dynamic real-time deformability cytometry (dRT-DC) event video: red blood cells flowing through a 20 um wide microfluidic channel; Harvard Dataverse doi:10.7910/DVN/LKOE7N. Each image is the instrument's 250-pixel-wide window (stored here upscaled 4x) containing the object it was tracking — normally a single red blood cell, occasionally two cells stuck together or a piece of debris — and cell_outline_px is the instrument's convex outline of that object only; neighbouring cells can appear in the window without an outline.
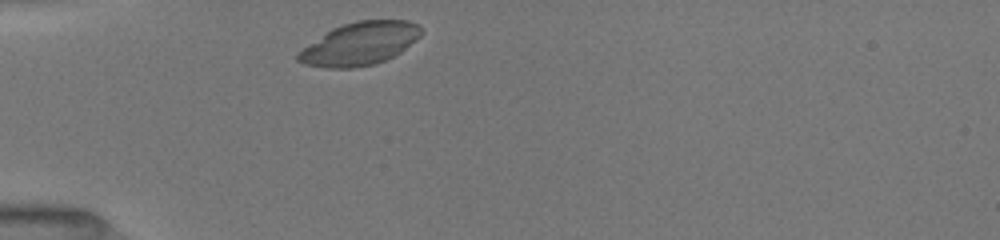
{"species": "common noctule bat (a hibernating species)", "species_latin": "Nyctalus noctula", "temperature_condition": "room temperature", "stored_images_in_passage": 37, "camera_frame_rate_fps": 3000, "um_per_image_px": 0.085, "animal": {"sex": "female", "body_mass_g": 19.5, "forearm_length_mm": 54.1}, "frame": {"image": 1, "passage_image": 1, "time_ms": 0.0, "image_size_px": [1000, 240], "cell_outline_px": [[424, 32], [420, 36], [400, 52], [376, 64], [352, 68], [324, 68], [304, 64], [296, 60], [296, 52], [332, 28], [356, 20], [408, 20], [416, 24]], "centroid_in_image_um": [30.54, 3.72], "position_along_channel_um": 54.5, "area_um2": 30.75}}
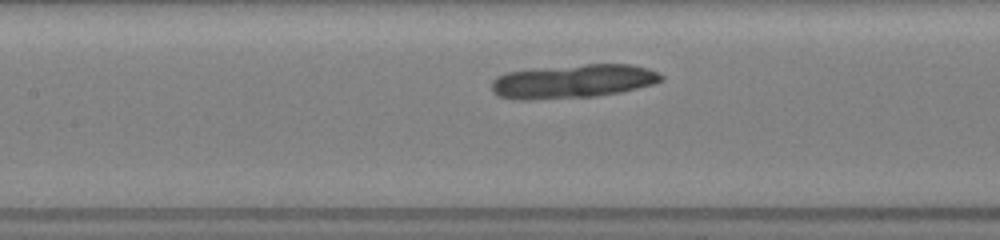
{"frame": {"image": 2, "passage_image": 10, "time_ms": 3.0, "image_size_px": [1000, 240], "cell_outline_px": [[664, 80], [652, 84], [620, 92], [596, 96], [532, 100], [516, 100], [496, 96], [492, 92], [492, 80], [496, 76], [508, 72], [532, 68], [584, 64], [632, 64], [648, 68], [664, 76]], "centroid_in_image_um": [48.65, 6.91], "position_along_channel_um": 158.7, "area_um2": 33.76}}
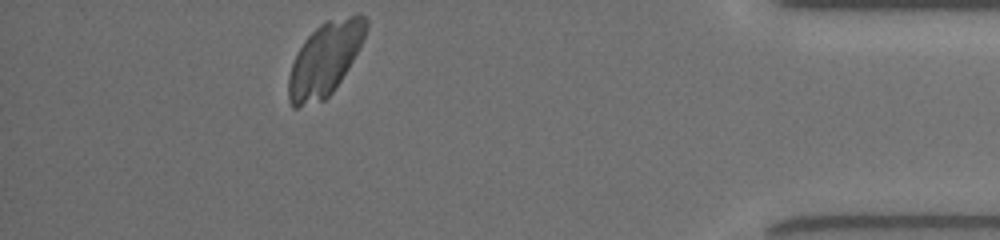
{"frame": {"image": 3, "passage_image": 32, "time_ms": 10.333, "image_size_px": [1000, 240], "cell_outline_px": [[368, 28], [348, 68], [332, 92], [324, 100], [296, 108], [292, 108], [288, 100], [288, 76], [296, 52], [304, 40], [320, 24], [328, 20], [356, 12], [360, 12], [368, 20]], "centroid_in_image_um": [27.6, 5.0], "position_along_channel_um": 407.6, "area_um2": 33.06}}